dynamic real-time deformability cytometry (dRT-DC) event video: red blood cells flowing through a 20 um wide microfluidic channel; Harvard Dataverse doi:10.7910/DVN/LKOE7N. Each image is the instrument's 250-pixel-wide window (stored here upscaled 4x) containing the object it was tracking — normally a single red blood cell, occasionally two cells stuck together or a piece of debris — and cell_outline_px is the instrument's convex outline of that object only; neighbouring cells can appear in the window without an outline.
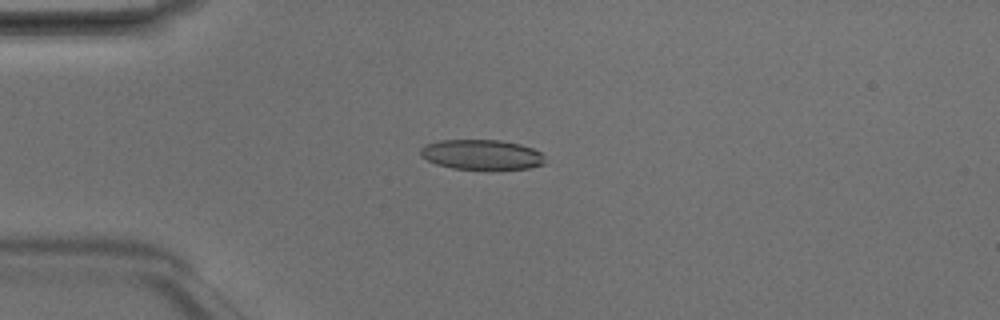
{"species": "Egyptian fruit bat (a non-hibernating species)", "species_latin": "Rousettus aegyptiacus", "temperature_condition": "room temperature", "stored_images_in_passage": 3, "camera_frame_rate_fps": 3000, "um_per_image_px": 0.085, "animal": {"sex": "male"}, "frame": {"image": 1, "passage_image": 1, "time_ms": 0.0, "image_size_px": [1000, 320], "cell_outline_px": [[544, 164], [528, 168], [452, 168], [436, 164], [420, 156], [420, 148], [424, 144], [440, 140], [500, 140], [520, 144], [532, 148], [540, 152], [544, 156]], "centroid_in_image_um": [40.9, 13.12], "position_along_channel_um": 44.1, "area_um2": 21.5}}